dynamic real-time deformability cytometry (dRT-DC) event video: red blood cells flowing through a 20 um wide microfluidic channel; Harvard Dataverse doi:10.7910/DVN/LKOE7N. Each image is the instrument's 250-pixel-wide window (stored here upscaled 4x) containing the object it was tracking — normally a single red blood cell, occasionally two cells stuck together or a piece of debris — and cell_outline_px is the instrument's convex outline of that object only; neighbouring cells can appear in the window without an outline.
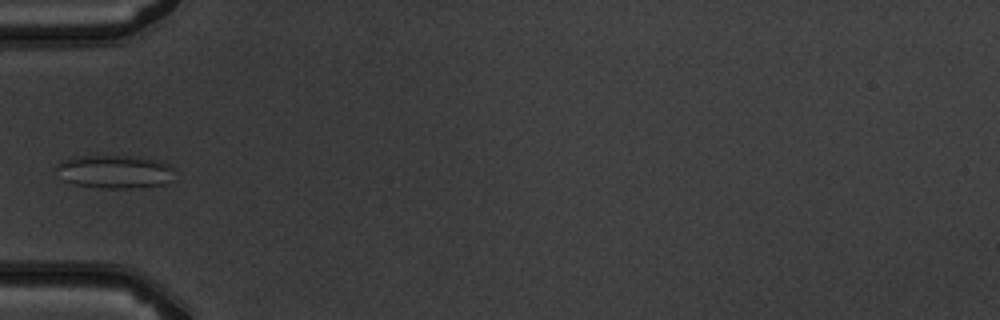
{"species": "common noctule bat (a hibernating species)", "species_latin": "Nyctalus noctula", "temperature_condition": "warm", "stored_images_in_passage": 6, "camera_frame_rate_fps": 3000, "um_per_image_px": 0.085, "animal": {"sex": "male", "body_mass_g": 19.5, "forearm_length_mm": 54.6}, "frame": {"image": 1, "passage_image": 5, "time_ms": 5.667, "image_size_px": [1000, 320], "cell_outline_px": [[172, 180], [168, 184], [132, 188], [104, 188], [72, 184], [64, 180], [56, 168], [56, 164], [60, 160], [76, 156], [132, 156], [164, 160], [172, 168]], "centroid_in_image_um": [9.77, 14.58], "position_along_channel_um": 75.2, "area_um2": 23.18}}
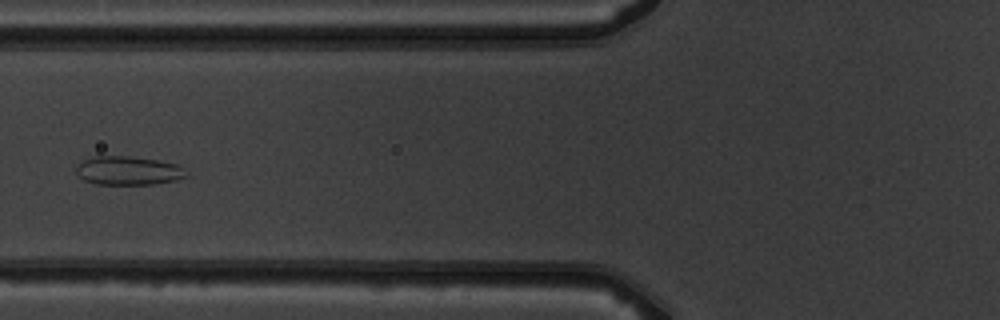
{"frame": {"image": 2, "passage_image": 6, "time_ms": 6.667, "image_size_px": [1000, 320], "cell_outline_px": [[188, 176], [176, 180], [152, 184], [96, 184], [84, 180], [76, 172], [76, 164], [84, 160], [96, 156], [128, 156], [156, 160], [176, 164]], "centroid_in_image_um": [10.85, 14.51], "position_along_channel_um": 115.0, "area_um2": 18.15}}